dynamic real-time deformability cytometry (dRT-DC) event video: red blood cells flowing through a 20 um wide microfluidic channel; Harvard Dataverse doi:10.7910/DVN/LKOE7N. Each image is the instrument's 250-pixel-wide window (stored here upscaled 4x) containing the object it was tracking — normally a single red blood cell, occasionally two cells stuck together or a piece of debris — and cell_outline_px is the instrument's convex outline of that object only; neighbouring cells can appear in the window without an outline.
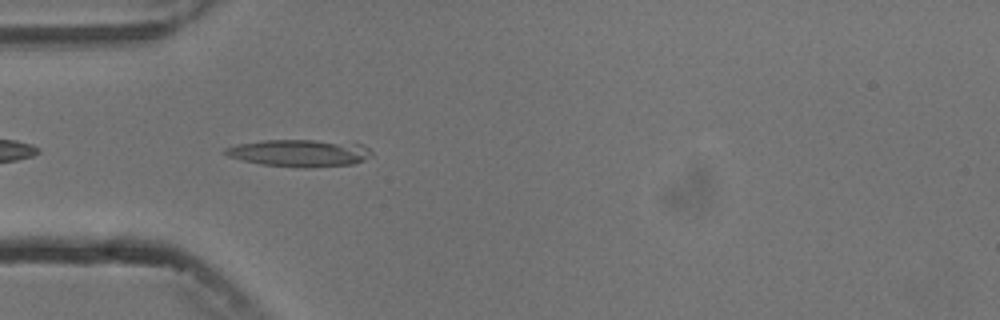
{"species": "common noctule bat (a hibernating species)", "species_latin": "Nyctalus noctula", "temperature_condition": "cold", "stored_images_in_passage": 5, "camera_frame_rate_fps": 3000, "um_per_image_px": 0.085, "animal": {"sex": "male", "body_mass_g": 13.3}, "frame": {"image": 1, "passage_image": 4, "time_ms": 3.667, "image_size_px": [1000, 320], "cell_outline_px": [[372, 156], [364, 160], [352, 164], [312, 168], [300, 168], [260, 164], [228, 156], [224, 152], [224, 148], [236, 144], [260, 140], [312, 140], [364, 144], [372, 152]], "centroid_in_image_um": [25.47, 13.01], "position_along_channel_um": 59.5, "area_um2": 23.35}}
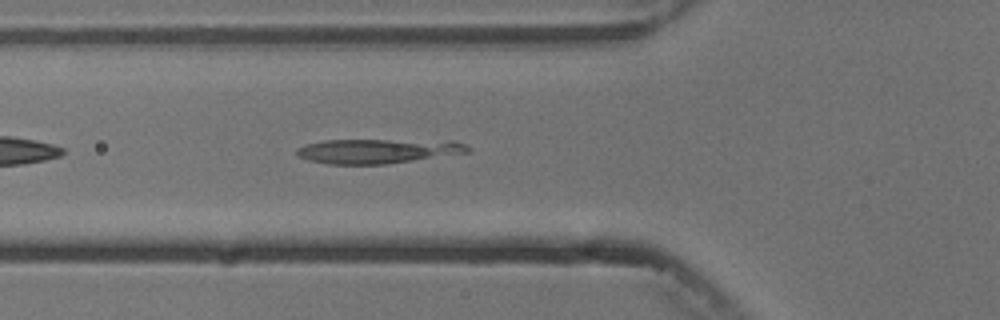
{"frame": {"image": 2, "passage_image": 5, "time_ms": 4.667, "image_size_px": [1000, 320], "cell_outline_px": [[472, 152], [388, 164], [328, 164], [308, 160], [296, 156], [296, 148], [304, 144], [324, 140], [452, 140], [464, 144], [472, 148]], "centroid_in_image_um": [32.14, 12.83], "position_along_channel_um": 93.7, "area_um2": 24.91}}